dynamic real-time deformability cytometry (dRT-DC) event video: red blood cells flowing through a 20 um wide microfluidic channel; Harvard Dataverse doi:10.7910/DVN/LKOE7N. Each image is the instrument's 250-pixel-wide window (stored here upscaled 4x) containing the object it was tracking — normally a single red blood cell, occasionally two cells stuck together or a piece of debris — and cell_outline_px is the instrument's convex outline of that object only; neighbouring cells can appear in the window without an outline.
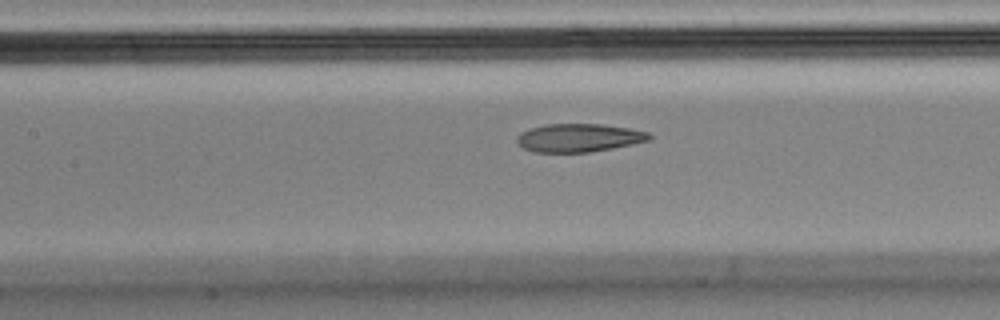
{"species": "Egyptian fruit bat (a non-hibernating species)", "species_latin": "Rousettus aegyptiacus", "temperature_condition": "cold", "stored_images_in_passage": 53, "camera_frame_rate_fps": 3000, "um_per_image_px": 0.085, "animal": {"sex": "male"}, "frame": {"image": 1, "passage_image": 22, "time_ms": 7.0, "image_size_px": [1000, 320], "cell_outline_px": [[652, 140], [612, 148], [588, 152], [532, 152], [524, 148], [516, 140], [516, 136], [520, 132], [528, 128], [544, 124], [600, 124], [628, 128], [648, 132], [652, 136]], "centroid_in_image_um": [49.18, 11.71], "position_along_channel_um": 158.2, "area_um2": 21.85}}
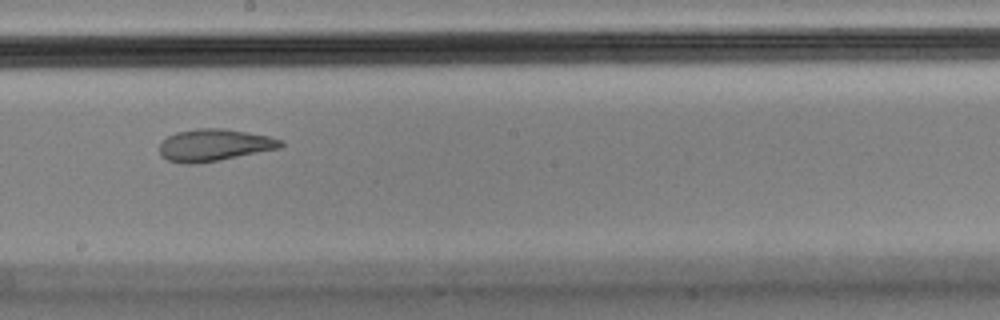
{"frame": {"image": 2, "passage_image": 28, "time_ms": 9.0, "image_size_px": [1000, 320], "cell_outline_px": [[284, 144], [280, 148], [220, 160], [196, 164], [184, 164], [168, 160], [160, 156], [160, 140], [176, 132], [196, 128], [224, 128], [268, 136], [284, 140]], "centroid_in_image_um": [18.18, 12.33], "position_along_channel_um": 230.0, "area_um2": 22.83}}
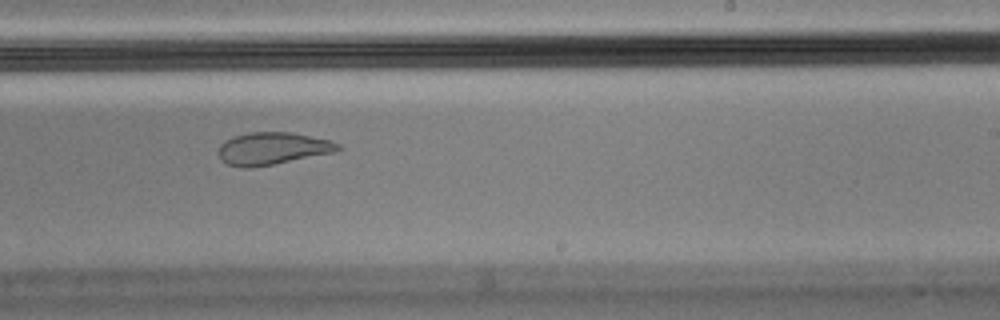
{"frame": {"image": 3, "passage_image": 31, "time_ms": 10.0, "image_size_px": [1000, 320], "cell_outline_px": [[344, 148], [336, 152], [252, 168], [244, 168], [228, 164], [220, 160], [220, 144], [236, 136], [248, 132], [292, 132], [328, 140], [340, 144]], "centroid_in_image_um": [23.2, 12.63], "position_along_channel_um": 265.8, "area_um2": 22.37}, "authors_computed_cell_mechanics": {"area_um2": 23.2934, "velocity_mm_per_s": 3.6064, "shape_relaxation_time_tau1_ms": null, "shape_relaxation_time_tau2_ms": 2.169, "deformation_change_tau1": null, "deformation_change_tau2": 0.068}}